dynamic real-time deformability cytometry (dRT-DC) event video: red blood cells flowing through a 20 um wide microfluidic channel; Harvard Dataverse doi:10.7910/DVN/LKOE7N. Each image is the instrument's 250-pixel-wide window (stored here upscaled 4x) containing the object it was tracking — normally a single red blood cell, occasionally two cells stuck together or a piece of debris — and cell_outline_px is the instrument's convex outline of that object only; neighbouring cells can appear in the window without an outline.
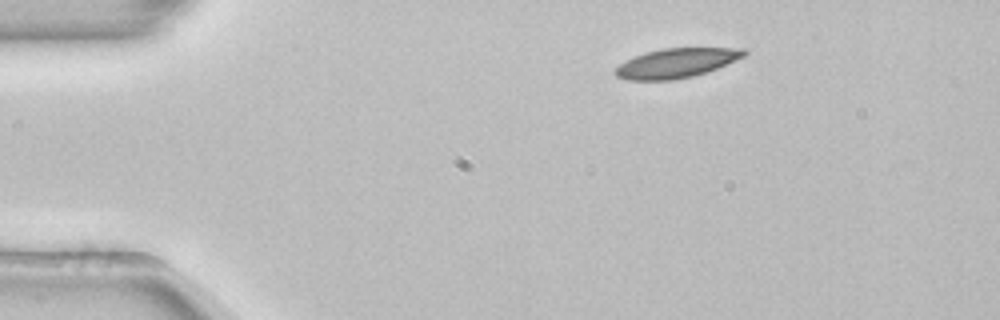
{"species": "common noctule bat (a hibernating species)", "species_latin": "Nyctalus noctula", "temperature_condition": "room temperature", "stored_images_in_passage": 45, "camera_frame_rate_fps": 3000, "um_per_image_px": 0.085, "animal": {"sex": "female", "body_mass_g": 22.7, "forearm_length_mm": 54.2}, "frame": {"image": 1, "passage_image": 1, "time_ms": 0.0, "image_size_px": [1000, 320], "cell_outline_px": [[748, 52], [744, 56], [716, 68], [692, 76], [672, 80], [628, 80], [616, 76], [612, 72], [620, 64], [644, 52], [664, 48], [744, 48]], "centroid_in_image_um": [57.46, 5.35], "position_along_channel_um": 27.5, "area_um2": 21.79}}
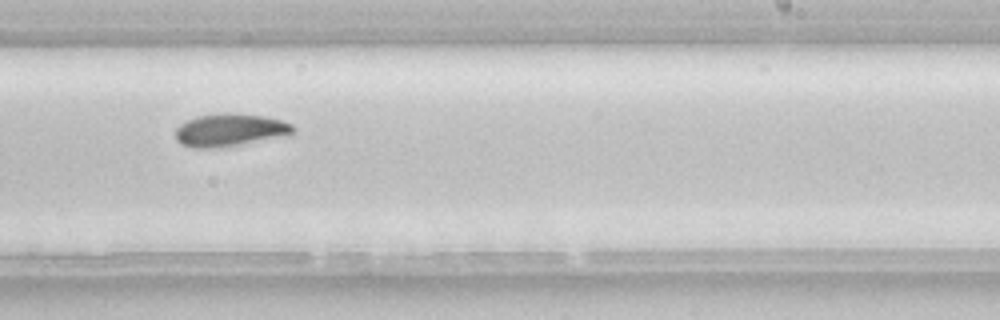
{"frame": {"image": 2, "passage_image": 25, "time_ms": 8.0, "image_size_px": [1000, 320], "cell_outline_px": [[296, 132], [292, 136], [208, 148], [192, 148], [180, 144], [176, 140], [176, 128], [180, 124], [196, 116], [224, 112], [228, 112], [264, 116], [280, 120], [292, 124], [296, 128]], "centroid_in_image_um": [19.59, 11.04], "position_along_channel_um": 269.4, "area_um2": 22.6}}
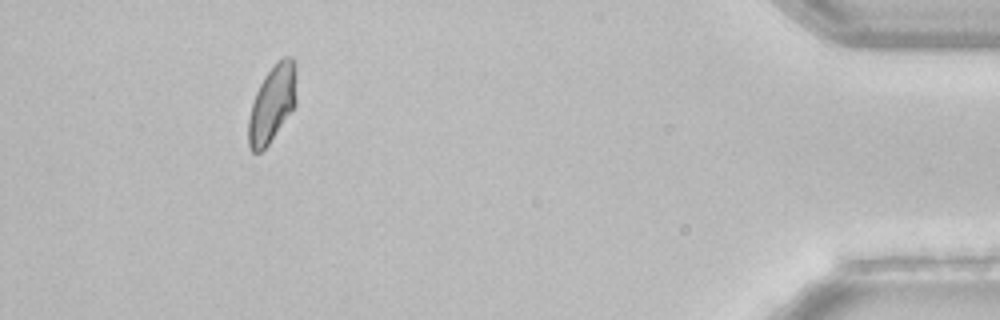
{"frame": {"image": 3, "passage_image": 41, "time_ms": 13.333, "image_size_px": [1000, 320], "cell_outline_px": [[296, 104], [268, 144], [260, 152], [252, 152], [248, 144], [248, 120], [252, 104], [256, 92], [264, 76], [284, 56], [292, 56], [296, 64]], "centroid_in_image_um": [23.14, 8.8], "position_along_channel_um": 412.1, "area_um2": 21.27}, "authors_computed_cell_mechanics": {"area_um2": 22.4264, "velocity_mm_per_s": 3.8485, "shape_relaxation_time_tau1_ms": 3.6395, "shape_relaxation_time_tau2_ms": null, "deformation_change_tau1": 0.1098, "deformation_change_tau2": null}}